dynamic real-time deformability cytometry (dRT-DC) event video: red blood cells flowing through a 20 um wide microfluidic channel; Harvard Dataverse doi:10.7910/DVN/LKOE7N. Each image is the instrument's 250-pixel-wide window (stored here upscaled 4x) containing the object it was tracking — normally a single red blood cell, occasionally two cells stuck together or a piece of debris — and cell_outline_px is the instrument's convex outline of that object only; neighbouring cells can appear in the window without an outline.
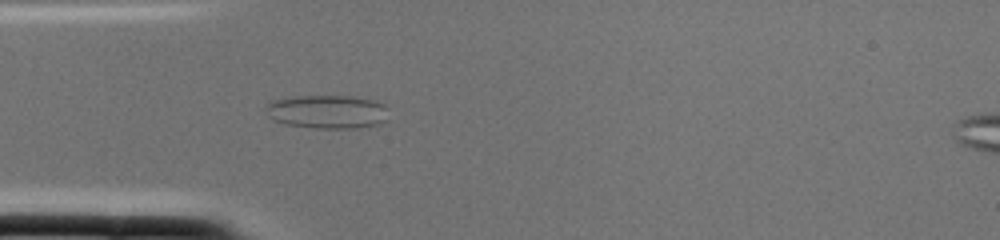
{"species": "common noctule bat (a hibernating species)", "species_latin": "Nyctalus noctula", "temperature_condition": "cold", "stored_images_in_passage": 2, "camera_frame_rate_fps": 3000, "um_per_image_px": 0.085, "animal": {"sex": "female", "body_mass_g": 22.0, "forearm_length_mm": 56.7}, "frame": {"image": 1, "passage_image": 2, "time_ms": 0.333, "image_size_px": [1000, 240], "cell_outline_px": [[388, 108], [384, 120], [380, 124], [356, 128], [316, 128], [284, 124], [272, 120], [268, 116], [264, 108], [272, 100], [292, 96], [348, 96], [376, 100], [384, 104]], "centroid_in_image_um": [27.79, 9.49], "position_along_channel_um": 57.2, "area_um2": 24.22}}